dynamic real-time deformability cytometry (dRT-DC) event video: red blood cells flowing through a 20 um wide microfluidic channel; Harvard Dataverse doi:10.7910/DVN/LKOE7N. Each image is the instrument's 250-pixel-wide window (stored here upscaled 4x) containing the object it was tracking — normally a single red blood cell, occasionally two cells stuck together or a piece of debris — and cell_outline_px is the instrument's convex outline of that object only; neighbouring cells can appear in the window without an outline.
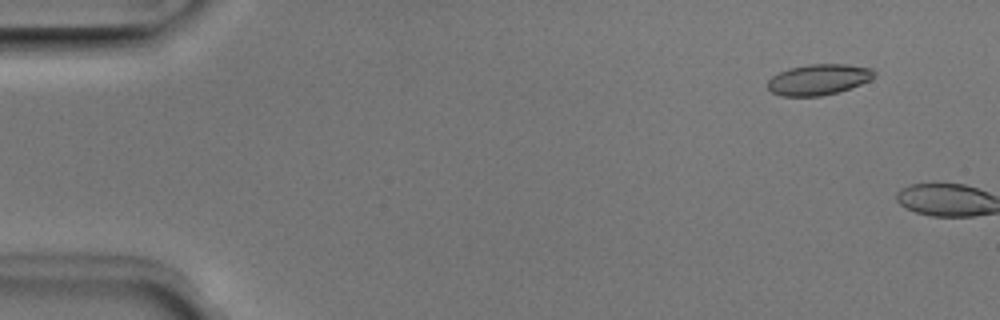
{"species": "Egyptian fruit bat (a non-hibernating species)", "species_latin": "Rousettus aegyptiacus", "temperature_condition": "room temperature", "stored_images_in_passage": 7, "camera_frame_rate_fps": 3000, "um_per_image_px": 0.085, "animal": {"sex": "male"}, "frame": {"image": 1, "passage_image": 5, "time_ms": 1.333, "image_size_px": [1000, 320], "cell_outline_px": [[876, 76], [860, 84], [836, 92], [820, 96], [784, 96], [772, 92], [768, 88], [768, 80], [772, 76], [788, 68], [808, 64], [848, 64], [872, 68], [876, 72]], "centroid_in_image_um": [69.58, 6.74], "position_along_channel_um": 15.4, "area_um2": 19.02}}